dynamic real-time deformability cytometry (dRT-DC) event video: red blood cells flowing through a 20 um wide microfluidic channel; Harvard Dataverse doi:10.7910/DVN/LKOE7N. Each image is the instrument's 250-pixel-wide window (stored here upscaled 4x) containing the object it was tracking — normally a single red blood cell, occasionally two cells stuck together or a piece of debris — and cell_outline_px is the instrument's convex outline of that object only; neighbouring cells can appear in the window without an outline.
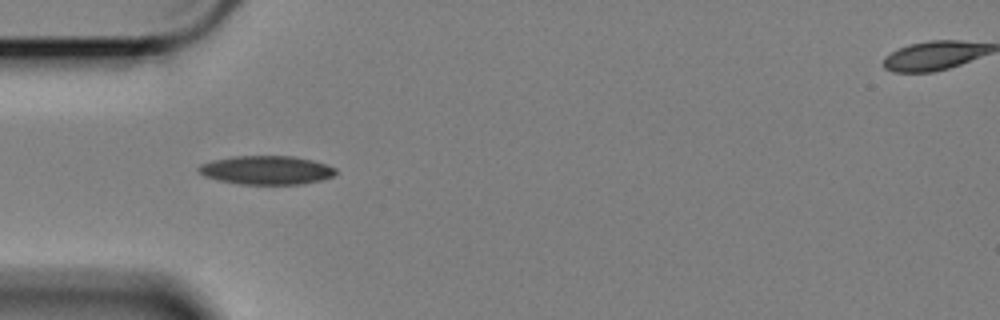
{"species": "Egyptian fruit bat (a non-hibernating species)", "species_latin": "Rousettus aegyptiacus", "temperature_condition": "cold", "stored_images_in_passage": 42, "camera_frame_rate_fps": 3000, "um_per_image_px": 0.085, "animal": {"sex": "female"}, "frame": {"image": 1, "passage_image": 1, "time_ms": 0.0, "image_size_px": [1000, 320], "cell_outline_px": [[336, 172], [332, 176], [320, 180], [300, 184], [240, 184], [220, 180], [204, 176], [196, 168], [200, 164], [212, 160], [232, 156], [292, 156], [312, 160], [336, 168]], "centroid_in_image_um": [22.61, 14.45], "position_along_channel_um": 62.4, "area_um2": 22.77}}
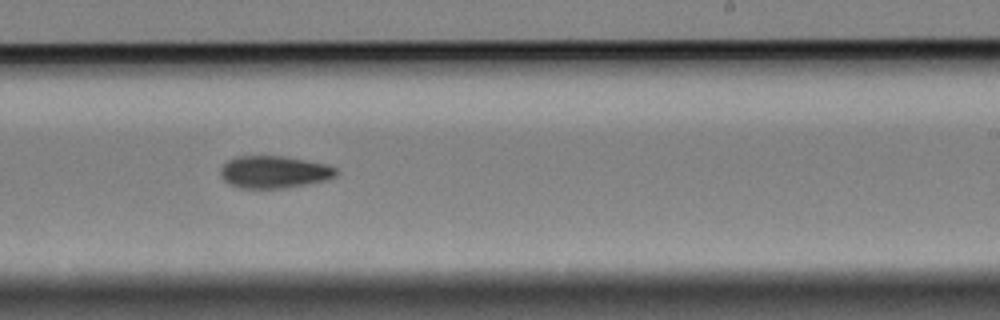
{"frame": {"image": 2, "passage_image": 19, "time_ms": 6.0, "image_size_px": [1000, 320], "cell_outline_px": [[340, 172], [336, 176], [324, 180], [284, 188], [240, 188], [228, 184], [220, 176], [220, 168], [228, 160], [236, 156], [284, 156], [324, 164], [336, 168]], "centroid_in_image_um": [23.26, 14.62], "position_along_channel_um": 265.7, "area_um2": 21.68}}
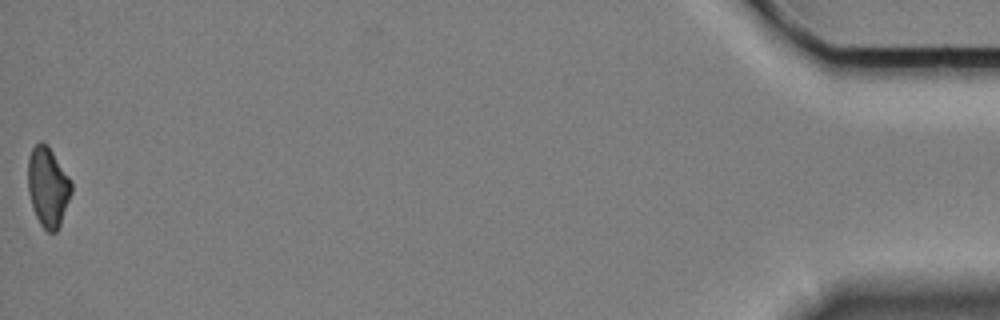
{"frame": {"image": 3, "passage_image": 42, "time_ms": 13.667, "image_size_px": [1000, 320], "cell_outline_px": [[72, 192], [60, 224], [56, 232], [48, 232], [40, 224], [32, 208], [28, 192], [28, 156], [32, 148], [40, 140], [48, 144], [72, 180]], "centroid_in_image_um": [4.07, 15.85], "position_along_channel_um": 431.1, "area_um2": 20.46}, "authors_computed_cell_mechanics": {"area_um2": 21.675, "velocity_mm_per_s": 3.4072, "shape_relaxation_time_tau1_ms": 11.1627, "shape_relaxation_time_tau2_ms": null, "deformation_change_tau1": 0.2023, "deformation_change_tau2": null}}